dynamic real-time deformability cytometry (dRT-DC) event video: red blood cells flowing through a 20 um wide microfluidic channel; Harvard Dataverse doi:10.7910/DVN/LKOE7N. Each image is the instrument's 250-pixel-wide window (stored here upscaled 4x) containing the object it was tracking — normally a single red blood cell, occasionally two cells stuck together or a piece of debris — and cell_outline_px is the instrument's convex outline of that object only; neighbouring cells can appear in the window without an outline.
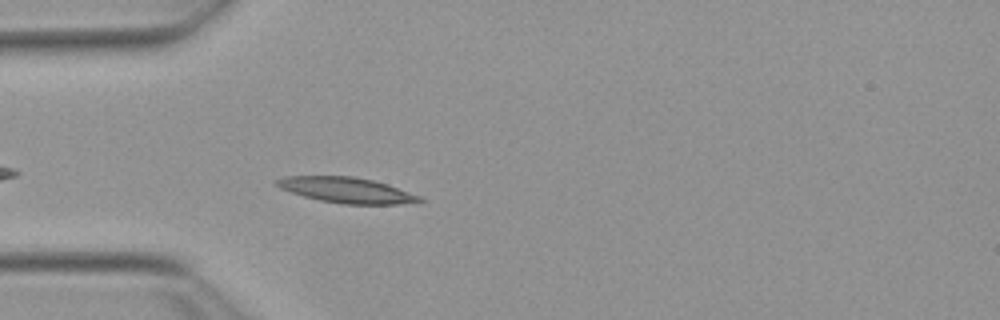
{"species": "Egyptian fruit bat (a non-hibernating species)", "species_latin": "Rousettus aegyptiacus", "temperature_condition": "warm", "stored_images_in_passage": 10, "camera_frame_rate_fps": 3000, "um_per_image_px": 0.085, "animal": {"sex": "female"}, "frame": {"image": 1, "passage_image": 2, "time_ms": 0.333, "image_size_px": [1000, 320], "cell_outline_px": [[424, 200], [396, 204], [344, 204], [320, 200], [304, 196], [280, 188], [272, 180], [284, 176], [352, 176], [372, 180], [388, 184], [420, 196]], "centroid_in_image_um": [29.41, 16.15], "position_along_channel_um": 55.6, "area_um2": 21.04}}
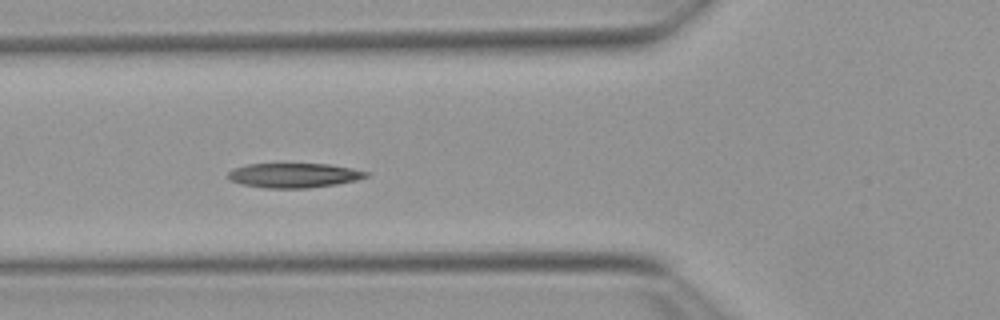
{"frame": {"image": 2, "passage_image": 6, "time_ms": 1.667, "image_size_px": [1000, 320], "cell_outline_px": [[368, 176], [356, 180], [336, 184], [308, 188], [268, 188], [240, 184], [228, 180], [228, 172], [232, 168], [248, 164], [328, 164], [352, 168], [368, 172]], "centroid_in_image_um": [24.94, 14.9], "position_along_channel_um": 100.9, "area_um2": 19.77}}